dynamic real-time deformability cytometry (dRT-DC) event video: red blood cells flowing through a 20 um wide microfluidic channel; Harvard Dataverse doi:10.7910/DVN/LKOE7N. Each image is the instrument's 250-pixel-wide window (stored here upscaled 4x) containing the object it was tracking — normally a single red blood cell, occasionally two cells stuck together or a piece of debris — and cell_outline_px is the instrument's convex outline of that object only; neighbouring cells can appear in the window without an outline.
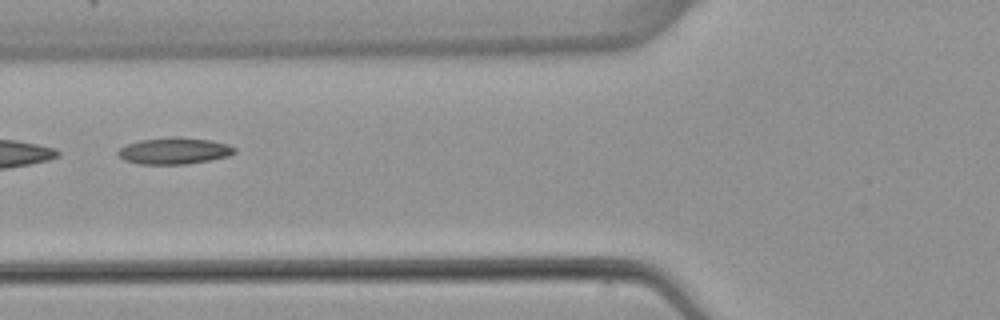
{"species": "common noctule bat (a hibernating species)", "species_latin": "Nyctalus noctula", "temperature_condition": "warm", "stored_images_in_passage": 5, "camera_frame_rate_fps": 3000, "um_per_image_px": 0.085, "animal": {"sex": "female", "body_mass_g": 22.7, "forearm_length_mm": 54.2}, "frame": {"image": 1, "passage_image": 5, "time_ms": 6.0, "image_size_px": [1000, 320], "cell_outline_px": [[236, 152], [228, 156], [212, 160], [188, 164], [140, 164], [124, 160], [116, 152], [120, 148], [128, 144], [140, 140], [212, 140], [228, 144], [236, 148]], "centroid_in_image_um": [14.84, 12.88], "position_along_channel_um": 111.0, "area_um2": 17.11}}